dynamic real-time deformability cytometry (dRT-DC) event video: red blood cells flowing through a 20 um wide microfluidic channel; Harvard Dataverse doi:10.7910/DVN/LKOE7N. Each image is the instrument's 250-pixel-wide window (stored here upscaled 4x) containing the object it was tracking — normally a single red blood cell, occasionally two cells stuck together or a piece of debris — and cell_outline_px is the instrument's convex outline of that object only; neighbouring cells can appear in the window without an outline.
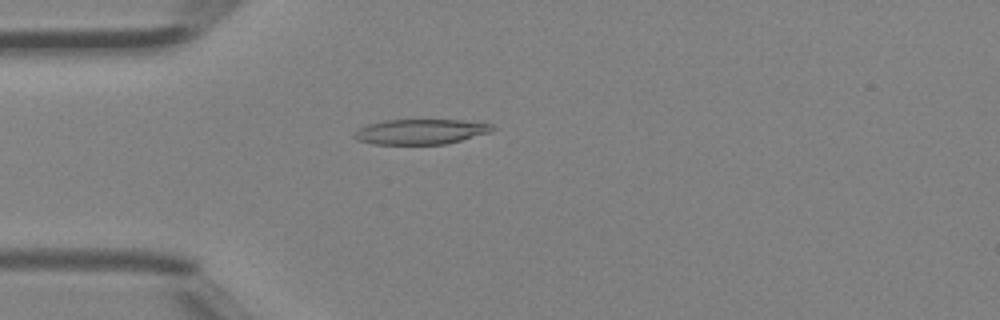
{"species": "Egyptian fruit bat (a non-hibernating species)", "species_latin": "Rousettus aegyptiacus", "temperature_condition": "room temperature", "stored_images_in_passage": 4, "camera_frame_rate_fps": 3000, "um_per_image_px": 0.085, "animal": {"sex": "female"}, "frame": {"image": 1, "passage_image": 4, "time_ms": 1.0, "image_size_px": [1000, 320], "cell_outline_px": [[496, 128], [492, 132], [444, 144], [376, 144], [356, 140], [352, 136], [360, 128], [368, 124], [384, 120], [460, 120], [496, 124]], "centroid_in_image_um": [35.8, 11.19], "position_along_channel_um": 49.2, "area_um2": 20.23}}